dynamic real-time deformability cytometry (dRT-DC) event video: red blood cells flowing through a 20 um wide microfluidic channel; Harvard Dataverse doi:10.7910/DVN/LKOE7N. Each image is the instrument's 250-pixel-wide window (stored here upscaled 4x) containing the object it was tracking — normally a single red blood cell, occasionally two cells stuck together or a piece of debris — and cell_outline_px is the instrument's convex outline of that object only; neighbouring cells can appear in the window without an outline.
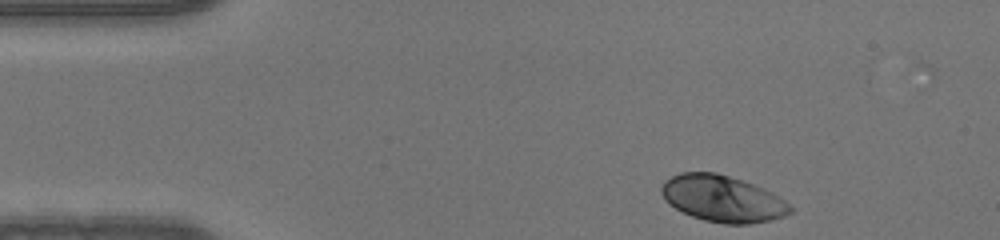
{"species": "human", "species_latin": "Homo sapiens", "temperature_condition": "warm", "stored_images_in_passage": 37, "camera_frame_rate_fps": 3000, "um_per_image_px": 0.085, "donor": {"sex": "male"}, "frame": {"image": 1, "passage_image": 1, "time_ms": 0.0, "image_size_px": [1000, 240], "cell_outline_px": [[792, 212], [784, 216], [768, 220], [748, 224], [724, 224], [704, 220], [692, 216], [668, 204], [664, 200], [660, 192], [660, 188], [664, 180], [680, 172], [716, 172], [752, 184], [772, 192], [784, 200], [792, 208]], "centroid_in_image_um": [61.37, 16.88], "position_along_channel_um": 23.6, "area_um2": 34.74}}
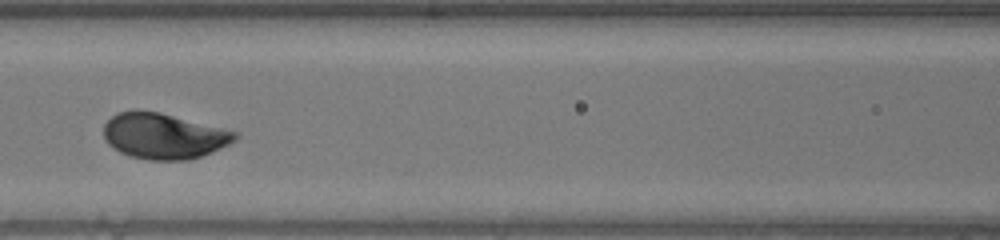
{"frame": {"image": 2, "passage_image": 16, "time_ms": 5.0, "image_size_px": [1000, 240], "cell_outline_px": [[240, 136], [236, 140], [212, 152], [188, 160], [148, 160], [128, 156], [112, 148], [104, 140], [104, 124], [116, 112], [160, 112], [240, 132]], "centroid_in_image_um": [13.94, 11.58], "position_along_channel_um": 152.7, "area_um2": 34.97}}
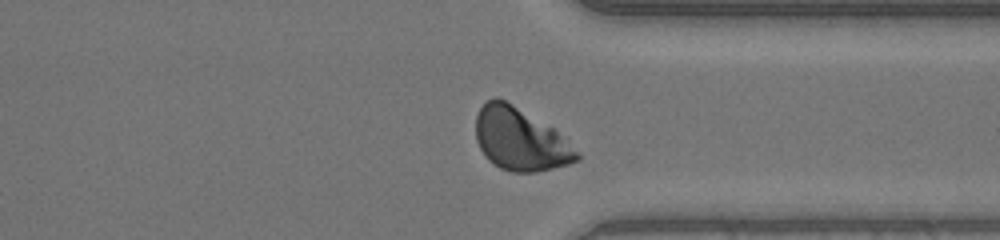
{"frame": {"image": 3, "passage_image": 32, "time_ms": 10.333, "image_size_px": [1000, 240], "cell_outline_px": [[580, 160], [568, 164], [536, 172], [512, 172], [500, 168], [492, 164], [484, 156], [476, 140], [476, 116], [480, 108], [492, 96], [496, 96], [512, 104], [552, 128], [580, 152]], "centroid_in_image_um": [44.19, 11.86], "position_along_channel_um": 367.2, "area_um2": 36.59}}